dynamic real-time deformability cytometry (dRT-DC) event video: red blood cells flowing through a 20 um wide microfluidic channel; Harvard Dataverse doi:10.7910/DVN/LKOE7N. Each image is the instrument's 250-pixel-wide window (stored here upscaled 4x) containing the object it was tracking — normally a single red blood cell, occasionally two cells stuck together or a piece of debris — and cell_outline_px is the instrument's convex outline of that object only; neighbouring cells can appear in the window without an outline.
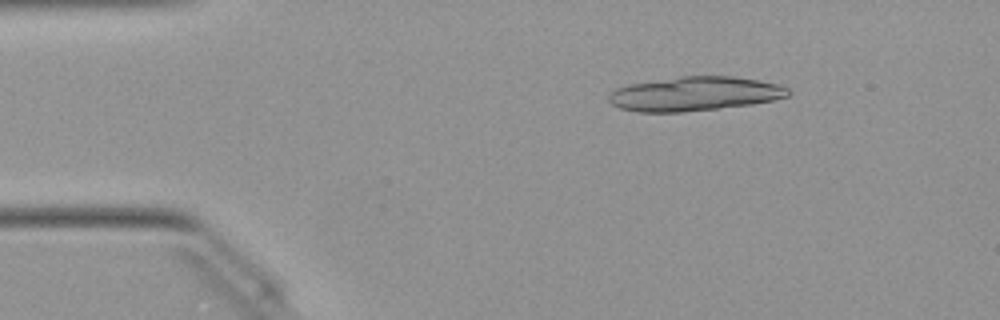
{"species": "Egyptian fruit bat (a non-hibernating species)", "species_latin": "Rousettus aegyptiacus", "temperature_condition": "warm", "stored_images_in_passage": 16, "camera_frame_rate_fps": 3000, "um_per_image_px": 0.085, "animal": {"sex": "female"}, "frame": {"image": 1, "passage_image": 7, "time_ms": 2.0, "image_size_px": [1000, 320], "cell_outline_px": [[792, 92], [788, 96], [772, 100], [752, 104], [720, 108], [684, 112], [636, 112], [620, 108], [612, 104], [608, 100], [608, 96], [616, 88], [628, 84], [680, 76], [732, 76], [756, 80], [776, 84], [788, 88]], "centroid_in_image_um": [59.02, 7.98], "position_along_channel_um": 26.0, "area_um2": 35.72}}